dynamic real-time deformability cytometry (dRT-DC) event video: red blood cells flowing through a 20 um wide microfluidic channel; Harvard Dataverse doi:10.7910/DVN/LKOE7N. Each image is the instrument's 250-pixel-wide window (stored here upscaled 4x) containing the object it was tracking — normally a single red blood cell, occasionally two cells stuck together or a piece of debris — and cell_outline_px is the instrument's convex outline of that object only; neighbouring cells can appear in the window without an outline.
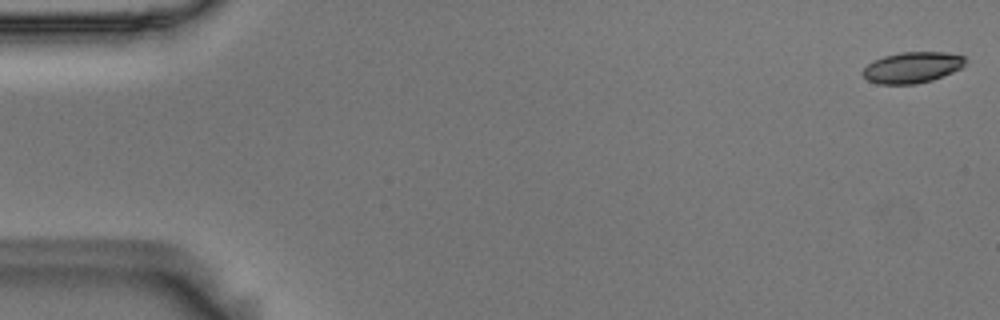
{"species": "Egyptian fruit bat (a non-hibernating species)", "species_latin": "Rousettus aegyptiacus", "temperature_condition": "room temperature", "stored_images_in_passage": 8, "camera_frame_rate_fps": 3000, "um_per_image_px": 0.085, "animal": {"sex": "male"}, "frame": {"image": 1, "passage_image": 1, "time_ms": 0.0, "image_size_px": [1000, 320], "cell_outline_px": [[968, 60], [960, 68], [952, 72], [932, 80], [916, 84], [876, 84], [868, 80], [860, 72], [872, 60], [884, 56], [900, 52], [944, 52], [964, 56]], "centroid_in_image_um": [77.51, 5.73], "position_along_channel_um": 7.5, "area_um2": 18.61}}
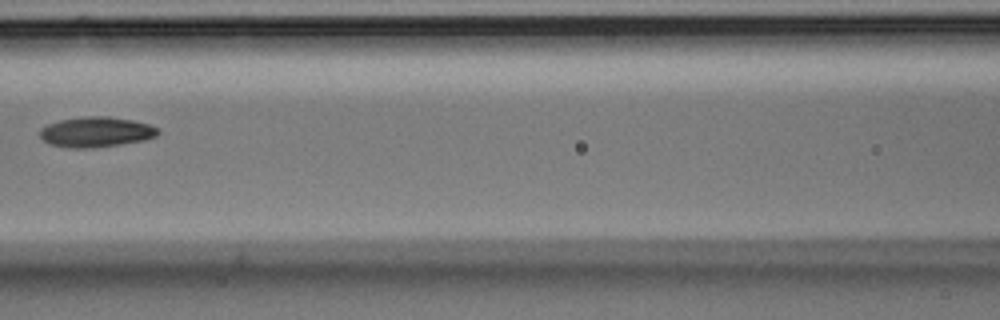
{"frame": {"image": 2, "passage_image": 7, "time_ms": 2.0, "image_size_px": [1000, 320], "cell_outline_px": [[160, 132], [156, 136], [144, 140], [120, 144], [92, 148], [72, 148], [52, 144], [44, 140], [40, 136], [40, 128], [48, 124], [60, 120], [80, 116], [108, 116], [132, 120], [148, 124], [160, 128]], "centroid_in_image_um": [8.19, 11.21], "position_along_channel_um": 158.4, "area_um2": 20.81}}
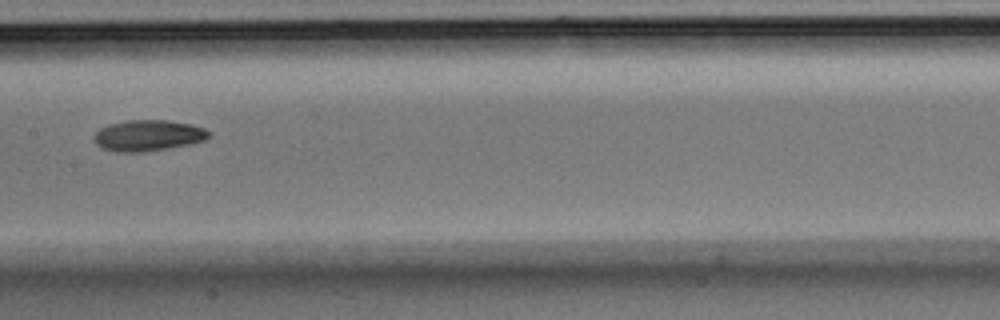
{"frame": {"image": 3, "passage_image": 8, "time_ms": 2.333, "image_size_px": [1000, 320], "cell_outline_px": [[212, 136], [204, 140], [188, 144], [144, 152], [116, 152], [104, 148], [96, 144], [96, 132], [100, 128], [108, 124], [128, 120], [168, 120], [192, 124], [204, 128], [212, 132]], "centroid_in_image_um": [12.64, 11.5], "position_along_channel_um": 194.8, "area_um2": 20.69}}